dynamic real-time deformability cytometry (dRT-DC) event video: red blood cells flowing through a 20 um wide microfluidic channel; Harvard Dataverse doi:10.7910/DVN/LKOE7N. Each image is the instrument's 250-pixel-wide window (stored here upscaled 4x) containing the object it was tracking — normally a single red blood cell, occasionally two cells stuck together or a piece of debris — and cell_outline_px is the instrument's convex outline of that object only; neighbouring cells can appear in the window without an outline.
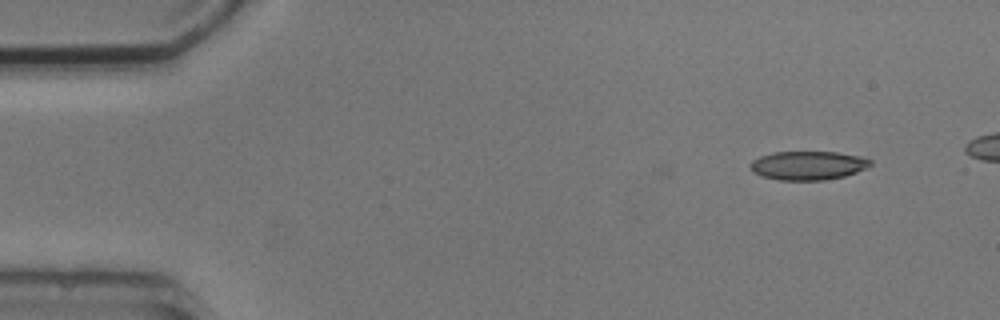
{"species": "common noctule bat (a hibernating species)", "species_latin": "Nyctalus noctula", "temperature_condition": "cold", "stored_images_in_passage": 3, "camera_frame_rate_fps": 3000, "um_per_image_px": 0.085, "animal": {"sex": "male", "body_mass_g": 20.5, "forearm_length_mm": 52.5}, "frame": {"image": 1, "passage_image": 3, "time_ms": 2.333, "image_size_px": [1000, 320], "cell_outline_px": [[872, 164], [868, 168], [844, 176], [824, 180], [780, 180], [760, 176], [752, 172], [752, 160], [760, 156], [772, 152], [836, 152], [860, 156], [872, 160]], "centroid_in_image_um": [68.7, 14.06], "position_along_channel_um": 16.3, "area_um2": 20.17}}